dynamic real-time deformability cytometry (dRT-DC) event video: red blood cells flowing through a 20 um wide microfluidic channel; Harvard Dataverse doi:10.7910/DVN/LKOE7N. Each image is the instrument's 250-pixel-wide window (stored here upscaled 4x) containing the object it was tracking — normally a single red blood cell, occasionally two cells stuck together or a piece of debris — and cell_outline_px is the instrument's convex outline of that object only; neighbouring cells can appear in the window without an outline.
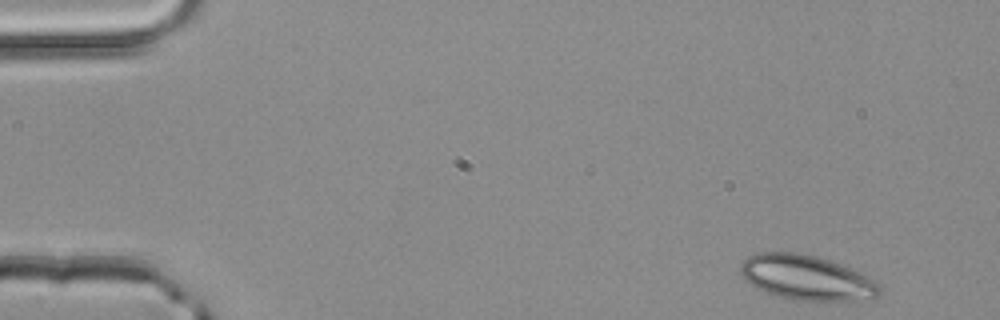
{"species": "common noctule bat (a hibernating species)", "species_latin": "Nyctalus noctula", "temperature_condition": "room temperature", "stored_images_in_passage": 3, "camera_frame_rate_fps": 3000, "um_per_image_px": 0.085, "animal": {"sex": "male", "body_mass_g": 20.4}, "frame": {"image": 1, "passage_image": 1, "time_ms": 0.0, "image_size_px": [1000, 320], "cell_outline_px": [[880, 296], [876, 300], [848, 304], [792, 300], [776, 296], [764, 292], [756, 288], [744, 280], [740, 272], [740, 264], [748, 256], [756, 252], [796, 252], [816, 256], [840, 264], [872, 276], [880, 284]], "centroid_in_image_um": [68.68, 23.67], "position_along_channel_um": 16.3, "area_um2": 38.26}}